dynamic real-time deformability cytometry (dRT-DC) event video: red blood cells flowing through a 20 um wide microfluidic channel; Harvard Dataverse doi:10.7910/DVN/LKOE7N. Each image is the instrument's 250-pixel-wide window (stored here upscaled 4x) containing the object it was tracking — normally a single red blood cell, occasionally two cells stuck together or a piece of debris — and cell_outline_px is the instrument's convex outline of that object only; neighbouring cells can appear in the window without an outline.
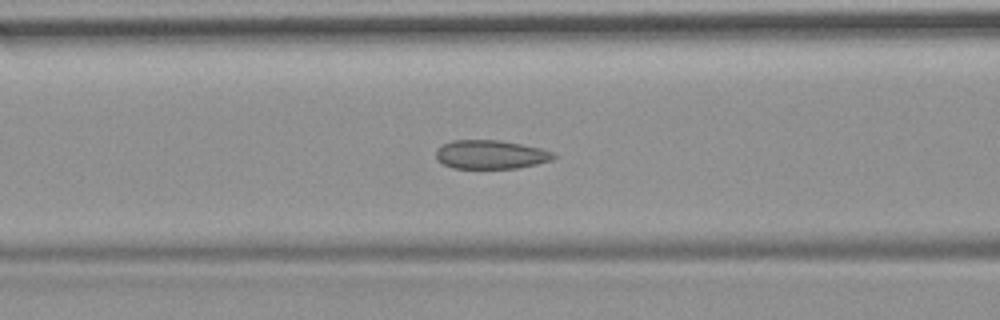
{"species": "common noctule bat (a hibernating species)", "species_latin": "Nyctalus noctula", "temperature_condition": "room temperature", "stored_images_in_passage": 41, "camera_frame_rate_fps": 3000, "um_per_image_px": 0.085, "animal": {"sex": "female", "body_mass_g": 19.9}, "frame": {"image": 1, "passage_image": 12, "time_ms": 3.667, "image_size_px": [1000, 320], "cell_outline_px": [[556, 156], [552, 160], [536, 164], [516, 168], [452, 168], [436, 160], [436, 148], [452, 140], [500, 140], [540, 148], [556, 152]], "centroid_in_image_um": [41.7, 13.13], "position_along_channel_um": 124.9, "area_um2": 19.77}, "authors_computed_cell_mechanics": {"area_um2": 19.9988, "velocity_mm_per_s": 3.6997, "shape_relaxation_time_tau1_ms": null, "shape_relaxation_time_tau2_ms": 1.7302, "deformation_change_tau1": null, "deformation_change_tau2": 0.0657}}